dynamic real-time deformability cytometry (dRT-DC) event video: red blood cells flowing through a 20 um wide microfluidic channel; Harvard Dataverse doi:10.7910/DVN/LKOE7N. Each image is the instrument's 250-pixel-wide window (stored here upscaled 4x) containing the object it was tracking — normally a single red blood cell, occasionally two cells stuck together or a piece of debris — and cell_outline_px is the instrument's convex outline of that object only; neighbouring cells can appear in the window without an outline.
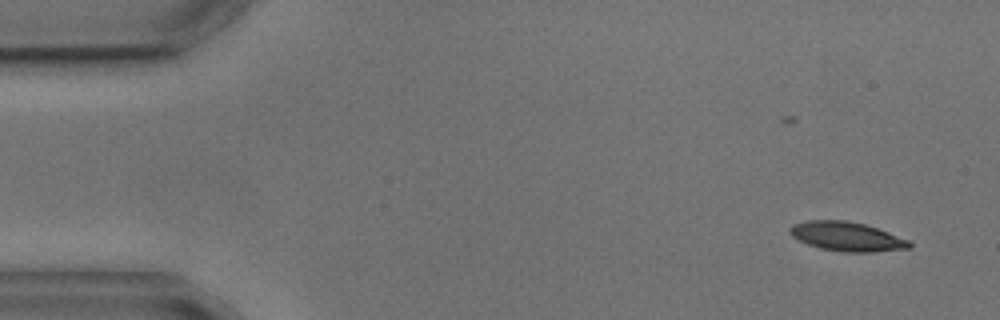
{"species": "common noctule bat (a hibernating species)", "species_latin": "Nyctalus noctula", "temperature_condition": "cold", "stored_images_in_passage": 2, "camera_frame_rate_fps": 3000, "um_per_image_px": 0.085, "animal": {"sex": "male", "body_mass_g": 17.9, "forearm_length_mm": 54.2}, "frame": {"image": 1, "passage_image": 2, "time_ms": 1.333, "image_size_px": [1000, 320], "cell_outline_px": [[912, 248], [872, 252], [844, 252], [820, 248], [808, 244], [792, 236], [788, 232], [788, 228], [792, 224], [804, 220], [848, 220], [864, 224], [888, 232], [908, 240], [912, 244]], "centroid_in_image_um": [71.95, 20.09], "position_along_channel_um": 13.0, "area_um2": 20.4}}